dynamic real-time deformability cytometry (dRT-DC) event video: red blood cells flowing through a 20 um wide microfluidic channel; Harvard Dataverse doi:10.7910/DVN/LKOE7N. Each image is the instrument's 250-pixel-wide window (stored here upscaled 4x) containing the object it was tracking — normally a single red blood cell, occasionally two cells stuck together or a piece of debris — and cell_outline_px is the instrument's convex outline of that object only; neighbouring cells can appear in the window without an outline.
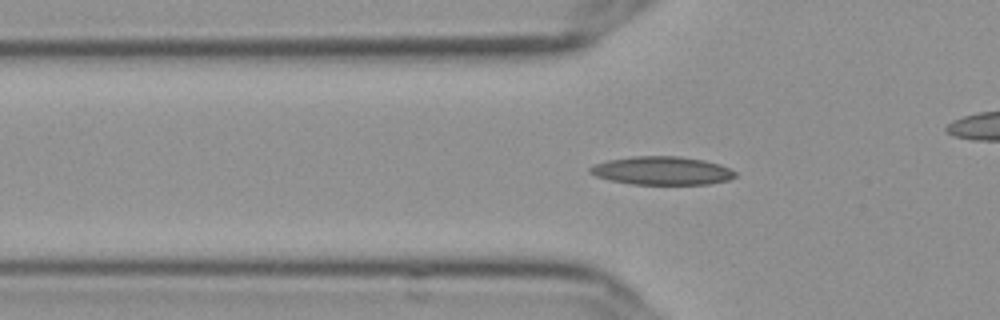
{"species": "Egyptian fruit bat (a non-hibernating species)", "species_latin": "Rousettus aegyptiacus", "temperature_condition": "cold", "stored_images_in_passage": 57, "camera_frame_rate_fps": 3000, "um_per_image_px": 0.085, "frame": {"image": 1, "passage_image": 19, "time_ms": 6.0, "image_size_px": [1000, 320], "cell_outline_px": [[736, 176], [728, 180], [708, 184], [632, 184], [608, 180], [596, 176], [588, 172], [588, 168], [596, 164], [608, 160], [632, 156], [680, 156], [704, 160], [720, 164], [736, 172]], "centroid_in_image_um": [56.25, 14.5], "position_along_channel_um": 69.5, "area_um2": 23.99}}
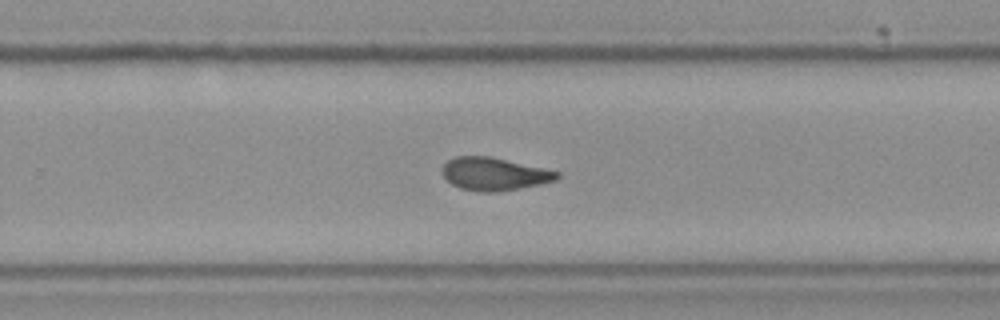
{"frame": {"image": 2, "passage_image": 37, "time_ms": 12.0, "image_size_px": [1000, 320], "cell_outline_px": [[560, 176], [556, 180], [544, 184], [500, 192], [484, 192], [460, 188], [452, 184], [444, 176], [440, 168], [448, 160], [456, 156], [488, 156], [544, 168], [560, 172]], "centroid_in_image_um": [42.03, 14.79], "position_along_channel_um": 287.8, "area_um2": 22.08}}
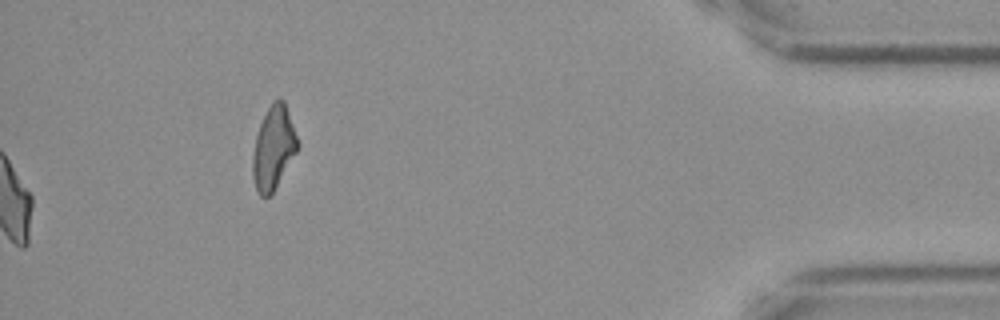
{"frame": {"image": 3, "passage_image": 57, "time_ms": 18.667, "image_size_px": [1000, 320], "cell_outline_px": [[300, 144], [296, 152], [272, 192], [268, 196], [260, 196], [256, 192], [252, 176], [252, 156], [256, 136], [260, 124], [272, 100], [280, 96], [284, 100]], "centroid_in_image_um": [23.23, 12.53], "position_along_channel_um": 412.0, "area_um2": 21.68}, "authors_computed_cell_mechanics": {"area_um2": 21.5016, "velocity_mm_per_s": 3.6443, "shape_relaxation_time_tau1_ms": null, "shape_relaxation_time_tau2_ms": 3.6815, "deformation_change_tau1": null, "deformation_change_tau2": 0.1039}}